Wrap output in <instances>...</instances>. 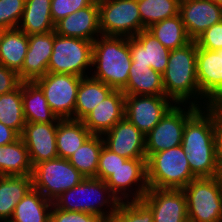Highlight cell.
Here are the masks:
<instances>
[{
    "label": "cell",
    "mask_w": 222,
    "mask_h": 222,
    "mask_svg": "<svg viewBox=\"0 0 222 222\" xmlns=\"http://www.w3.org/2000/svg\"><path fill=\"white\" fill-rule=\"evenodd\" d=\"M215 133L214 112L209 107L199 108L185 123L182 146L197 178L220 176Z\"/></svg>",
    "instance_id": "cell-1"
},
{
    "label": "cell",
    "mask_w": 222,
    "mask_h": 222,
    "mask_svg": "<svg viewBox=\"0 0 222 222\" xmlns=\"http://www.w3.org/2000/svg\"><path fill=\"white\" fill-rule=\"evenodd\" d=\"M196 62L197 43L194 40L170 51L162 83L165 96L174 104H190L199 108L211 104L200 92Z\"/></svg>",
    "instance_id": "cell-2"
},
{
    "label": "cell",
    "mask_w": 222,
    "mask_h": 222,
    "mask_svg": "<svg viewBox=\"0 0 222 222\" xmlns=\"http://www.w3.org/2000/svg\"><path fill=\"white\" fill-rule=\"evenodd\" d=\"M131 64L130 37L101 35L93 42L91 77L122 91Z\"/></svg>",
    "instance_id": "cell-3"
},
{
    "label": "cell",
    "mask_w": 222,
    "mask_h": 222,
    "mask_svg": "<svg viewBox=\"0 0 222 222\" xmlns=\"http://www.w3.org/2000/svg\"><path fill=\"white\" fill-rule=\"evenodd\" d=\"M119 204V199L106 182L97 178H84L78 185L63 192L53 201V205L58 209L91 213L103 222Z\"/></svg>",
    "instance_id": "cell-4"
},
{
    "label": "cell",
    "mask_w": 222,
    "mask_h": 222,
    "mask_svg": "<svg viewBox=\"0 0 222 222\" xmlns=\"http://www.w3.org/2000/svg\"><path fill=\"white\" fill-rule=\"evenodd\" d=\"M146 169L149 188L183 189L197 178L182 145L151 154L146 160Z\"/></svg>",
    "instance_id": "cell-5"
},
{
    "label": "cell",
    "mask_w": 222,
    "mask_h": 222,
    "mask_svg": "<svg viewBox=\"0 0 222 222\" xmlns=\"http://www.w3.org/2000/svg\"><path fill=\"white\" fill-rule=\"evenodd\" d=\"M188 222H222V177H199L182 189Z\"/></svg>",
    "instance_id": "cell-6"
},
{
    "label": "cell",
    "mask_w": 222,
    "mask_h": 222,
    "mask_svg": "<svg viewBox=\"0 0 222 222\" xmlns=\"http://www.w3.org/2000/svg\"><path fill=\"white\" fill-rule=\"evenodd\" d=\"M92 52V41L61 36L54 30V43L48 63V73L90 76Z\"/></svg>",
    "instance_id": "cell-7"
},
{
    "label": "cell",
    "mask_w": 222,
    "mask_h": 222,
    "mask_svg": "<svg viewBox=\"0 0 222 222\" xmlns=\"http://www.w3.org/2000/svg\"><path fill=\"white\" fill-rule=\"evenodd\" d=\"M84 178L68 159L60 157L36 164L32 172L33 188L52 202Z\"/></svg>",
    "instance_id": "cell-8"
},
{
    "label": "cell",
    "mask_w": 222,
    "mask_h": 222,
    "mask_svg": "<svg viewBox=\"0 0 222 222\" xmlns=\"http://www.w3.org/2000/svg\"><path fill=\"white\" fill-rule=\"evenodd\" d=\"M101 35L134 37L142 31L137 0H98Z\"/></svg>",
    "instance_id": "cell-9"
},
{
    "label": "cell",
    "mask_w": 222,
    "mask_h": 222,
    "mask_svg": "<svg viewBox=\"0 0 222 222\" xmlns=\"http://www.w3.org/2000/svg\"><path fill=\"white\" fill-rule=\"evenodd\" d=\"M198 109L190 104H174L145 136L146 158L153 153L182 145L185 123Z\"/></svg>",
    "instance_id": "cell-10"
},
{
    "label": "cell",
    "mask_w": 222,
    "mask_h": 222,
    "mask_svg": "<svg viewBox=\"0 0 222 222\" xmlns=\"http://www.w3.org/2000/svg\"><path fill=\"white\" fill-rule=\"evenodd\" d=\"M81 79L72 74L47 72L35 82L43 90L50 109L58 118L73 119Z\"/></svg>",
    "instance_id": "cell-11"
},
{
    "label": "cell",
    "mask_w": 222,
    "mask_h": 222,
    "mask_svg": "<svg viewBox=\"0 0 222 222\" xmlns=\"http://www.w3.org/2000/svg\"><path fill=\"white\" fill-rule=\"evenodd\" d=\"M146 160L127 159L105 181L120 202L141 200L149 189Z\"/></svg>",
    "instance_id": "cell-12"
},
{
    "label": "cell",
    "mask_w": 222,
    "mask_h": 222,
    "mask_svg": "<svg viewBox=\"0 0 222 222\" xmlns=\"http://www.w3.org/2000/svg\"><path fill=\"white\" fill-rule=\"evenodd\" d=\"M173 105L165 95H125V118L146 136Z\"/></svg>",
    "instance_id": "cell-13"
},
{
    "label": "cell",
    "mask_w": 222,
    "mask_h": 222,
    "mask_svg": "<svg viewBox=\"0 0 222 222\" xmlns=\"http://www.w3.org/2000/svg\"><path fill=\"white\" fill-rule=\"evenodd\" d=\"M141 200L151 209L153 222H188L187 200L182 189L149 188Z\"/></svg>",
    "instance_id": "cell-14"
},
{
    "label": "cell",
    "mask_w": 222,
    "mask_h": 222,
    "mask_svg": "<svg viewBox=\"0 0 222 222\" xmlns=\"http://www.w3.org/2000/svg\"><path fill=\"white\" fill-rule=\"evenodd\" d=\"M196 75L201 94L210 103H222V48L206 50L197 46Z\"/></svg>",
    "instance_id": "cell-15"
},
{
    "label": "cell",
    "mask_w": 222,
    "mask_h": 222,
    "mask_svg": "<svg viewBox=\"0 0 222 222\" xmlns=\"http://www.w3.org/2000/svg\"><path fill=\"white\" fill-rule=\"evenodd\" d=\"M104 146L127 159H147L145 135L127 118L121 119L102 135Z\"/></svg>",
    "instance_id": "cell-16"
},
{
    "label": "cell",
    "mask_w": 222,
    "mask_h": 222,
    "mask_svg": "<svg viewBox=\"0 0 222 222\" xmlns=\"http://www.w3.org/2000/svg\"><path fill=\"white\" fill-rule=\"evenodd\" d=\"M58 122H26L20 135L28 150L33 167L43 161L58 157L56 132Z\"/></svg>",
    "instance_id": "cell-17"
},
{
    "label": "cell",
    "mask_w": 222,
    "mask_h": 222,
    "mask_svg": "<svg viewBox=\"0 0 222 222\" xmlns=\"http://www.w3.org/2000/svg\"><path fill=\"white\" fill-rule=\"evenodd\" d=\"M179 14L191 40L222 21V6L212 0H186L179 3Z\"/></svg>",
    "instance_id": "cell-18"
},
{
    "label": "cell",
    "mask_w": 222,
    "mask_h": 222,
    "mask_svg": "<svg viewBox=\"0 0 222 222\" xmlns=\"http://www.w3.org/2000/svg\"><path fill=\"white\" fill-rule=\"evenodd\" d=\"M55 32L61 36L94 42L101 36L98 0L58 21Z\"/></svg>",
    "instance_id": "cell-19"
},
{
    "label": "cell",
    "mask_w": 222,
    "mask_h": 222,
    "mask_svg": "<svg viewBox=\"0 0 222 222\" xmlns=\"http://www.w3.org/2000/svg\"><path fill=\"white\" fill-rule=\"evenodd\" d=\"M53 43L54 30L45 34L28 35L25 61L18 72L22 81H35L48 72Z\"/></svg>",
    "instance_id": "cell-20"
},
{
    "label": "cell",
    "mask_w": 222,
    "mask_h": 222,
    "mask_svg": "<svg viewBox=\"0 0 222 222\" xmlns=\"http://www.w3.org/2000/svg\"><path fill=\"white\" fill-rule=\"evenodd\" d=\"M125 117V94L113 90L82 121L92 135H103Z\"/></svg>",
    "instance_id": "cell-21"
},
{
    "label": "cell",
    "mask_w": 222,
    "mask_h": 222,
    "mask_svg": "<svg viewBox=\"0 0 222 222\" xmlns=\"http://www.w3.org/2000/svg\"><path fill=\"white\" fill-rule=\"evenodd\" d=\"M132 63L147 65L161 75L165 72L170 50L146 29L130 37Z\"/></svg>",
    "instance_id": "cell-22"
},
{
    "label": "cell",
    "mask_w": 222,
    "mask_h": 222,
    "mask_svg": "<svg viewBox=\"0 0 222 222\" xmlns=\"http://www.w3.org/2000/svg\"><path fill=\"white\" fill-rule=\"evenodd\" d=\"M22 104L26 122L50 123L61 120L50 109L43 90L35 81L22 82Z\"/></svg>",
    "instance_id": "cell-23"
},
{
    "label": "cell",
    "mask_w": 222,
    "mask_h": 222,
    "mask_svg": "<svg viewBox=\"0 0 222 222\" xmlns=\"http://www.w3.org/2000/svg\"><path fill=\"white\" fill-rule=\"evenodd\" d=\"M32 188V175L0 176V222L10 221L16 205Z\"/></svg>",
    "instance_id": "cell-24"
},
{
    "label": "cell",
    "mask_w": 222,
    "mask_h": 222,
    "mask_svg": "<svg viewBox=\"0 0 222 222\" xmlns=\"http://www.w3.org/2000/svg\"><path fill=\"white\" fill-rule=\"evenodd\" d=\"M17 28L27 35L45 34L55 30L51 18V0H26Z\"/></svg>",
    "instance_id": "cell-25"
},
{
    "label": "cell",
    "mask_w": 222,
    "mask_h": 222,
    "mask_svg": "<svg viewBox=\"0 0 222 222\" xmlns=\"http://www.w3.org/2000/svg\"><path fill=\"white\" fill-rule=\"evenodd\" d=\"M125 95H165L162 75L147 65L132 63Z\"/></svg>",
    "instance_id": "cell-26"
},
{
    "label": "cell",
    "mask_w": 222,
    "mask_h": 222,
    "mask_svg": "<svg viewBox=\"0 0 222 222\" xmlns=\"http://www.w3.org/2000/svg\"><path fill=\"white\" fill-rule=\"evenodd\" d=\"M114 89L91 76L82 77L77 91L73 120L82 121Z\"/></svg>",
    "instance_id": "cell-27"
},
{
    "label": "cell",
    "mask_w": 222,
    "mask_h": 222,
    "mask_svg": "<svg viewBox=\"0 0 222 222\" xmlns=\"http://www.w3.org/2000/svg\"><path fill=\"white\" fill-rule=\"evenodd\" d=\"M33 165L21 137L13 143L0 146V176L32 175Z\"/></svg>",
    "instance_id": "cell-28"
},
{
    "label": "cell",
    "mask_w": 222,
    "mask_h": 222,
    "mask_svg": "<svg viewBox=\"0 0 222 222\" xmlns=\"http://www.w3.org/2000/svg\"><path fill=\"white\" fill-rule=\"evenodd\" d=\"M53 202L32 188L16 205L9 222H49Z\"/></svg>",
    "instance_id": "cell-29"
},
{
    "label": "cell",
    "mask_w": 222,
    "mask_h": 222,
    "mask_svg": "<svg viewBox=\"0 0 222 222\" xmlns=\"http://www.w3.org/2000/svg\"><path fill=\"white\" fill-rule=\"evenodd\" d=\"M91 135L83 121L61 119L56 132L58 157L68 159Z\"/></svg>",
    "instance_id": "cell-30"
},
{
    "label": "cell",
    "mask_w": 222,
    "mask_h": 222,
    "mask_svg": "<svg viewBox=\"0 0 222 222\" xmlns=\"http://www.w3.org/2000/svg\"><path fill=\"white\" fill-rule=\"evenodd\" d=\"M28 49V35L18 28L7 29L0 43V65L19 72Z\"/></svg>",
    "instance_id": "cell-31"
},
{
    "label": "cell",
    "mask_w": 222,
    "mask_h": 222,
    "mask_svg": "<svg viewBox=\"0 0 222 222\" xmlns=\"http://www.w3.org/2000/svg\"><path fill=\"white\" fill-rule=\"evenodd\" d=\"M104 146L101 135H91L68 161L85 177L96 178L100 152Z\"/></svg>",
    "instance_id": "cell-32"
},
{
    "label": "cell",
    "mask_w": 222,
    "mask_h": 222,
    "mask_svg": "<svg viewBox=\"0 0 222 222\" xmlns=\"http://www.w3.org/2000/svg\"><path fill=\"white\" fill-rule=\"evenodd\" d=\"M146 30L170 51L182 47L191 41L180 14L155 23Z\"/></svg>",
    "instance_id": "cell-33"
},
{
    "label": "cell",
    "mask_w": 222,
    "mask_h": 222,
    "mask_svg": "<svg viewBox=\"0 0 222 222\" xmlns=\"http://www.w3.org/2000/svg\"><path fill=\"white\" fill-rule=\"evenodd\" d=\"M0 122L22 134L26 120L22 104V84L15 90L0 95Z\"/></svg>",
    "instance_id": "cell-34"
},
{
    "label": "cell",
    "mask_w": 222,
    "mask_h": 222,
    "mask_svg": "<svg viewBox=\"0 0 222 222\" xmlns=\"http://www.w3.org/2000/svg\"><path fill=\"white\" fill-rule=\"evenodd\" d=\"M142 30L179 14V0H137Z\"/></svg>",
    "instance_id": "cell-35"
},
{
    "label": "cell",
    "mask_w": 222,
    "mask_h": 222,
    "mask_svg": "<svg viewBox=\"0 0 222 222\" xmlns=\"http://www.w3.org/2000/svg\"><path fill=\"white\" fill-rule=\"evenodd\" d=\"M105 222H153V214L142 200L125 201Z\"/></svg>",
    "instance_id": "cell-36"
},
{
    "label": "cell",
    "mask_w": 222,
    "mask_h": 222,
    "mask_svg": "<svg viewBox=\"0 0 222 222\" xmlns=\"http://www.w3.org/2000/svg\"><path fill=\"white\" fill-rule=\"evenodd\" d=\"M26 0H0V26L7 29L18 27Z\"/></svg>",
    "instance_id": "cell-37"
},
{
    "label": "cell",
    "mask_w": 222,
    "mask_h": 222,
    "mask_svg": "<svg viewBox=\"0 0 222 222\" xmlns=\"http://www.w3.org/2000/svg\"><path fill=\"white\" fill-rule=\"evenodd\" d=\"M126 160L127 158L119 156L103 146L99 156L96 178L106 181Z\"/></svg>",
    "instance_id": "cell-38"
},
{
    "label": "cell",
    "mask_w": 222,
    "mask_h": 222,
    "mask_svg": "<svg viewBox=\"0 0 222 222\" xmlns=\"http://www.w3.org/2000/svg\"><path fill=\"white\" fill-rule=\"evenodd\" d=\"M95 0H51V18L56 24L66 16L90 6Z\"/></svg>",
    "instance_id": "cell-39"
},
{
    "label": "cell",
    "mask_w": 222,
    "mask_h": 222,
    "mask_svg": "<svg viewBox=\"0 0 222 222\" xmlns=\"http://www.w3.org/2000/svg\"><path fill=\"white\" fill-rule=\"evenodd\" d=\"M197 46L206 50L222 48V21L204 31L196 40Z\"/></svg>",
    "instance_id": "cell-40"
},
{
    "label": "cell",
    "mask_w": 222,
    "mask_h": 222,
    "mask_svg": "<svg viewBox=\"0 0 222 222\" xmlns=\"http://www.w3.org/2000/svg\"><path fill=\"white\" fill-rule=\"evenodd\" d=\"M51 222H103L98 216L79 211H67L56 208L51 209Z\"/></svg>",
    "instance_id": "cell-41"
},
{
    "label": "cell",
    "mask_w": 222,
    "mask_h": 222,
    "mask_svg": "<svg viewBox=\"0 0 222 222\" xmlns=\"http://www.w3.org/2000/svg\"><path fill=\"white\" fill-rule=\"evenodd\" d=\"M208 107L214 112L217 167L222 177V103H211Z\"/></svg>",
    "instance_id": "cell-42"
},
{
    "label": "cell",
    "mask_w": 222,
    "mask_h": 222,
    "mask_svg": "<svg viewBox=\"0 0 222 222\" xmlns=\"http://www.w3.org/2000/svg\"><path fill=\"white\" fill-rule=\"evenodd\" d=\"M22 82L18 72L0 65V95L17 89Z\"/></svg>",
    "instance_id": "cell-43"
},
{
    "label": "cell",
    "mask_w": 222,
    "mask_h": 222,
    "mask_svg": "<svg viewBox=\"0 0 222 222\" xmlns=\"http://www.w3.org/2000/svg\"><path fill=\"white\" fill-rule=\"evenodd\" d=\"M20 135L12 128L0 122V146L16 141Z\"/></svg>",
    "instance_id": "cell-44"
},
{
    "label": "cell",
    "mask_w": 222,
    "mask_h": 222,
    "mask_svg": "<svg viewBox=\"0 0 222 222\" xmlns=\"http://www.w3.org/2000/svg\"><path fill=\"white\" fill-rule=\"evenodd\" d=\"M5 31H6V29L4 27L0 26V43H1V39H2V36Z\"/></svg>",
    "instance_id": "cell-45"
},
{
    "label": "cell",
    "mask_w": 222,
    "mask_h": 222,
    "mask_svg": "<svg viewBox=\"0 0 222 222\" xmlns=\"http://www.w3.org/2000/svg\"><path fill=\"white\" fill-rule=\"evenodd\" d=\"M214 3H216L217 5L222 6V0H212Z\"/></svg>",
    "instance_id": "cell-46"
}]
</instances>
